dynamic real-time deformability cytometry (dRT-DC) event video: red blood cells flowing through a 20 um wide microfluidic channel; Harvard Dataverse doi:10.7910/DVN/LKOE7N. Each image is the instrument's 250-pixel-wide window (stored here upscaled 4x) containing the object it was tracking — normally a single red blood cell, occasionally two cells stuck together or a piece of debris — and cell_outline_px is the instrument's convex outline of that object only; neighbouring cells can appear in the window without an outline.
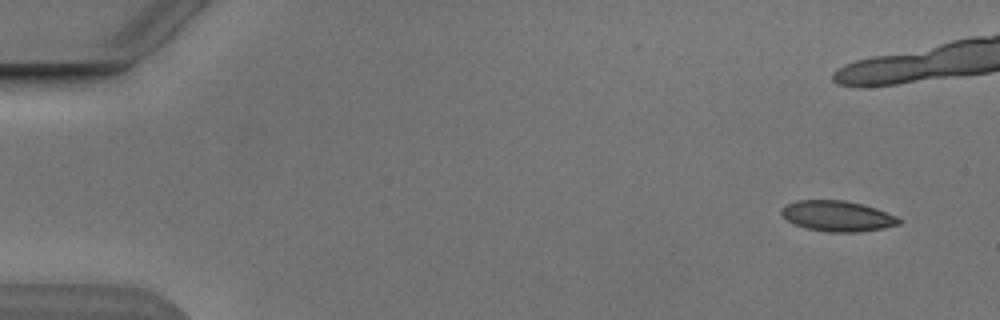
{"species": "Egyptian fruit bat (a non-hibernating species)", "species_latin": "Rousettus aegyptiacus", "temperature_condition": "cold", "stored_images_in_passage": 9, "camera_frame_rate_fps": 3000, "um_per_image_px": 0.085, "animal": {"sex": "male"}, "frame": {"image": 1, "passage_image": 1, "time_ms": 0.0, "image_size_px": [1000, 320], "cell_outline_px": [[900, 224], [884, 228], [860, 232], [828, 232], [804, 228], [792, 224], [780, 212], [780, 208], [784, 204], [796, 200], [844, 200], [864, 204], [876, 208], [896, 216], [900, 220]], "centroid_in_image_um": [71.14, 18.36], "position_along_channel_um": 13.9, "area_um2": 21.21}}
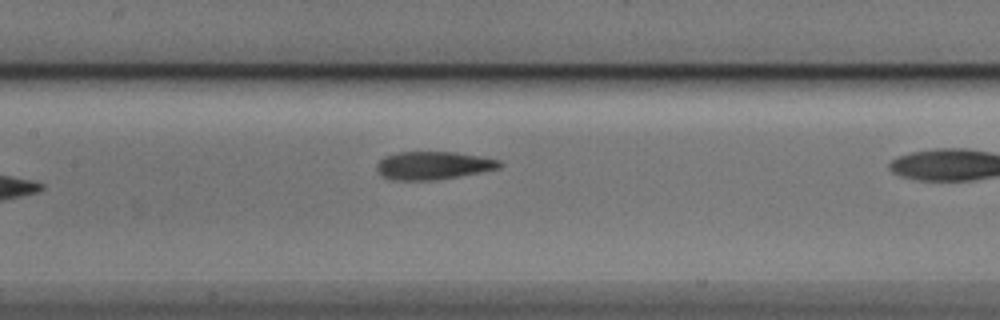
{"frame": {"image": 2, "passage_image": 8, "time_ms": 8.333, "image_size_px": [1000, 320], "cell_outline_px": [[504, 164], [500, 168], [480, 172], [436, 180], [392, 180], [384, 176], [376, 168], [376, 164], [384, 156], [396, 152], [456, 152], [480, 156], [500, 160]], "centroid_in_image_um": [36.84, 14.05], "position_along_channel_um": 170.6, "area_um2": 20.06}}